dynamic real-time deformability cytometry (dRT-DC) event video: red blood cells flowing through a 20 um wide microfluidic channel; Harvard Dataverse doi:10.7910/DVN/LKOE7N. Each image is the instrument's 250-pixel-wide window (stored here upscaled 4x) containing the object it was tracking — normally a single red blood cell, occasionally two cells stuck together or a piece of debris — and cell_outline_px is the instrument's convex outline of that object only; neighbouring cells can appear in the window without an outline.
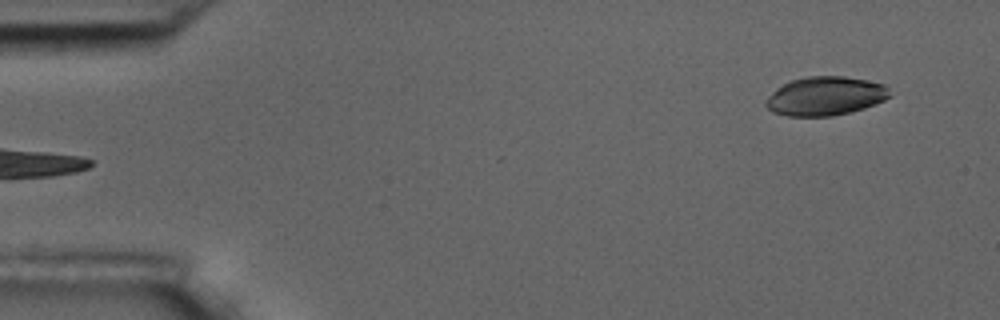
{"species": "common noctule bat (a hibernating species)", "species_latin": "Nyctalus noctula", "temperature_condition": "room temperature", "stored_images_in_passage": 5, "camera_frame_rate_fps": 3000, "um_per_image_px": 0.085, "animal": {"sex": "male", "body_mass_g": 17.5, "forearm_length_mm": 52.3}, "frame": {"image": 1, "passage_image": 5, "time_ms": 4.667, "image_size_px": [1000, 320], "cell_outline_px": [[892, 96], [876, 104], [864, 108], [832, 116], [788, 116], [772, 112], [764, 104], [764, 100], [776, 88], [792, 80], [808, 76], [844, 76], [884, 84], [888, 88]], "centroid_in_image_um": [70.14, 8.17], "position_along_channel_um": 14.9, "area_um2": 28.03}}